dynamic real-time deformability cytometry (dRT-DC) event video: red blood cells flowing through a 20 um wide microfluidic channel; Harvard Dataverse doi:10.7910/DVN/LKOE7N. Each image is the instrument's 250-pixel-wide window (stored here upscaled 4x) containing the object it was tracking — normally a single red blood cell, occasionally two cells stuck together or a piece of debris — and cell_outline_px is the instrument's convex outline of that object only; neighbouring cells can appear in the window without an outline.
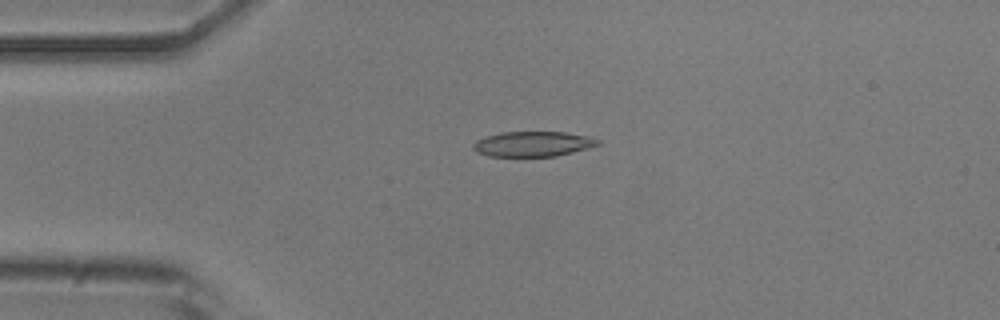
{"species": "common noctule bat (a hibernating species)", "species_latin": "Nyctalus noctula", "temperature_condition": "room temperature", "stored_images_in_passage": 52, "camera_frame_rate_fps": 3000, "um_per_image_px": 0.085, "animal": {"sex": "male", "body_mass_g": 20.5, "forearm_length_mm": 52.5}, "frame": {"image": 1, "passage_image": 12, "time_ms": 3.667, "image_size_px": [1000, 320], "cell_outline_px": [[600, 144], [572, 152], [556, 156], [488, 156], [476, 152], [472, 148], [472, 144], [476, 140], [484, 136], [500, 132], [564, 132], [592, 136], [600, 140]], "centroid_in_image_um": [45.27, 12.22], "position_along_channel_um": 39.7, "area_um2": 18.38}}
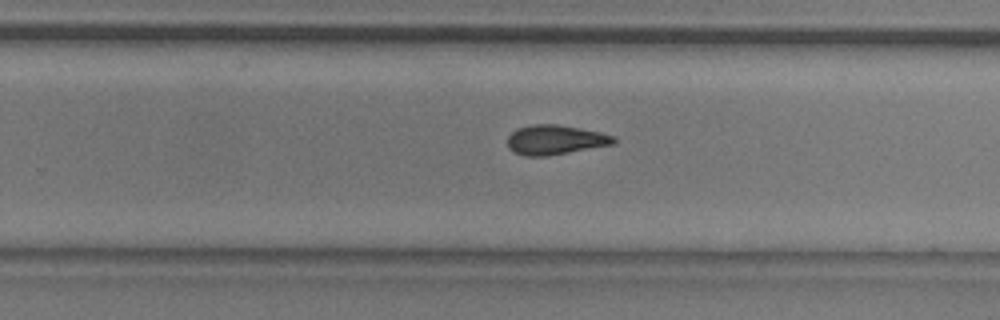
{"frame": {"image": 2, "passage_image": 33, "time_ms": 10.667, "image_size_px": [1000, 320], "cell_outline_px": [[616, 144], [548, 156], [524, 156], [512, 152], [508, 148], [508, 136], [516, 128], [532, 124], [556, 124], [580, 128], [600, 132], [616, 136]], "centroid_in_image_um": [47.2, 11.89], "position_along_channel_um": 282.6, "area_um2": 18.61}}
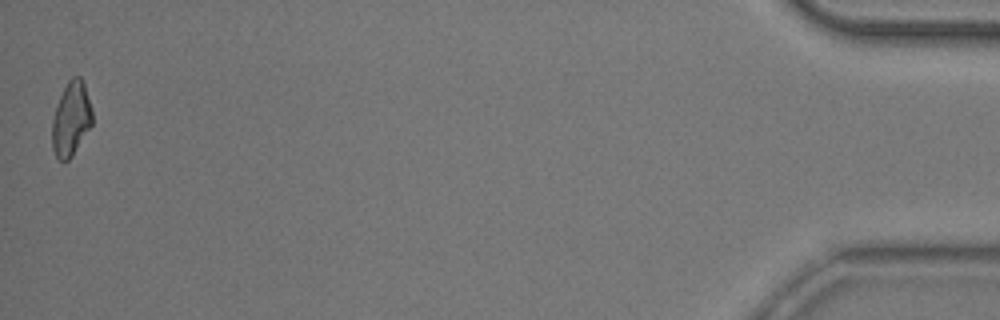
{"frame": {"image": 3, "passage_image": 52, "time_ms": 17.0, "image_size_px": [1000, 320], "cell_outline_px": [[92, 124], [72, 156], [68, 160], [60, 160], [56, 156], [52, 148], [52, 120], [60, 96], [68, 80], [72, 76], [80, 76], [84, 84], [92, 108]], "centroid_in_image_um": [6.04, 10.1], "position_along_channel_um": 429.2, "area_um2": 17.17}, "authors_computed_cell_mechanics": {"area_um2": 18.3226, "velocity_mm_per_s": 3.8175, "shape_relaxation_time_tau1_ms": 4.8839, "shape_relaxation_time_tau2_ms": 3.6404, "deformation_change_tau1": 0.1446, "deformation_change_tau2": 0.1176}}